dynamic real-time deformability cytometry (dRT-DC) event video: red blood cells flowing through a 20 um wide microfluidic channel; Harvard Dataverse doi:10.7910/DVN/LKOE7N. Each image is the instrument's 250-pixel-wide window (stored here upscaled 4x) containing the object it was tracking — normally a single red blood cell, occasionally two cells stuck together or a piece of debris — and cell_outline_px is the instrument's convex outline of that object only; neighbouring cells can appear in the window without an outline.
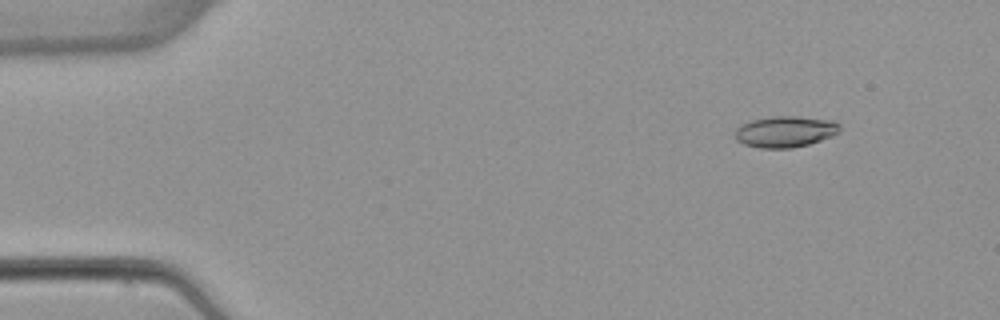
{"species": "common noctule bat (a hibernating species)", "species_latin": "Nyctalus noctula", "temperature_condition": "warm", "stored_images_in_passage": 3, "camera_frame_rate_fps": 3000, "um_per_image_px": 0.085, "animal": {"sex": "female", "body_mass_g": 22.7, "forearm_length_mm": 54.2}, "frame": {"image": 1, "passage_image": 1, "time_ms": 0.0, "image_size_px": [1000, 320], "cell_outline_px": [[840, 132], [832, 136], [808, 144], [792, 148], [760, 148], [744, 144], [736, 140], [736, 128], [740, 124], [752, 120], [772, 116], [796, 116], [836, 120], [840, 124]], "centroid_in_image_um": [66.77, 11.18], "position_along_channel_um": 18.2, "area_um2": 19.19}}
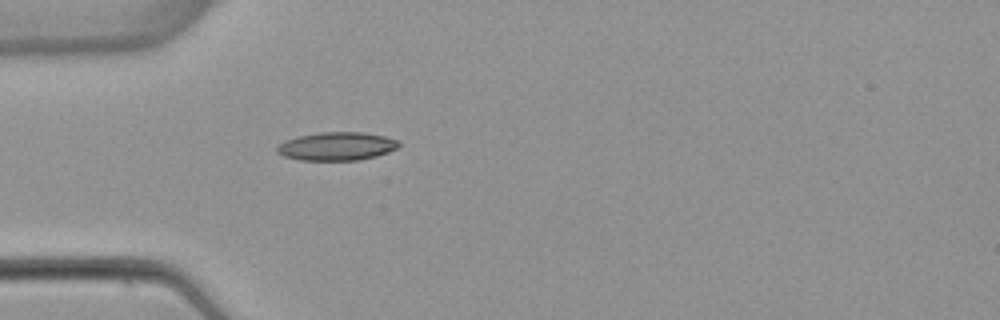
{"frame": {"image": 2, "passage_image": 3, "time_ms": 3.333, "image_size_px": [1000, 320], "cell_outline_px": [[400, 148], [376, 156], [360, 160], [300, 160], [284, 156], [276, 152], [276, 148], [284, 140], [296, 136], [320, 132], [364, 132], [384, 136], [396, 140], [400, 144]], "centroid_in_image_um": [28.62, 12.43], "position_along_channel_um": 56.4, "area_um2": 20.23}}